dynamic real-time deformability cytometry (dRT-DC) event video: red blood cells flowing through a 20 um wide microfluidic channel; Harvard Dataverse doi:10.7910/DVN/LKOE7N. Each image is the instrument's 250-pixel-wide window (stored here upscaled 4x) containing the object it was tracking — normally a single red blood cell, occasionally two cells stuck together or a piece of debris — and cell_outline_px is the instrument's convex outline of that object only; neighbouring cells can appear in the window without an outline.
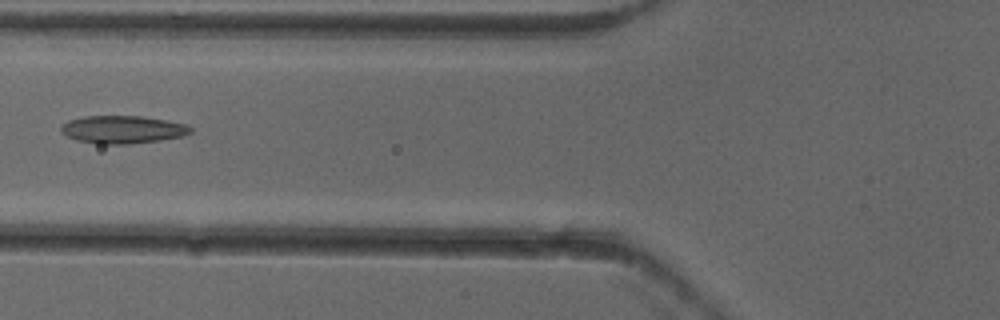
{"species": "common noctule bat (a hibernating species)", "species_latin": "Nyctalus noctula", "temperature_condition": "cold", "stored_images_in_passage": 6, "camera_frame_rate_fps": 3000, "um_per_image_px": 0.085, "animal": {"sex": "female"}, "frame": {"image": 1, "passage_image": 6, "time_ms": 1.667, "image_size_px": [1000, 320], "cell_outline_px": [[192, 132], [180, 136], [160, 140], [128, 144], [96, 144], [76, 140], [60, 132], [60, 128], [68, 120], [84, 116], [140, 116], [188, 124], [192, 128]], "centroid_in_image_um": [10.4, 11.01], "position_along_channel_um": 115.4, "area_um2": 20.92}}